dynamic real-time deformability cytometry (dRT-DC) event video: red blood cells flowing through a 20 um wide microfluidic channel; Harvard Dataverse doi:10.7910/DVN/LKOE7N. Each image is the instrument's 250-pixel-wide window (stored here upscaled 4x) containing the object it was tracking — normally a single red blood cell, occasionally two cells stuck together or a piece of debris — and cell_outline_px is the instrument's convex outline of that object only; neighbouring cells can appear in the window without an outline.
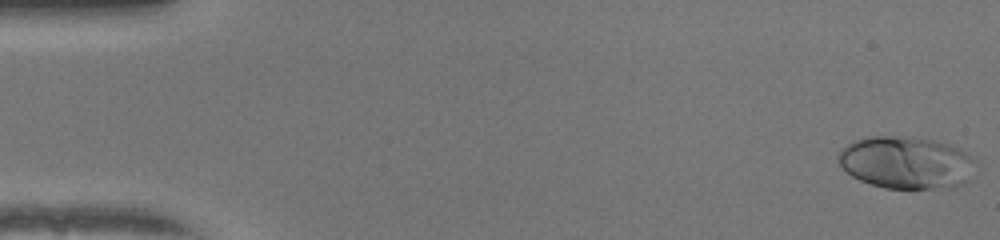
{"species": "human", "species_latin": "Homo sapiens", "temperature_condition": "warm", "stored_images_in_passage": 52, "camera_frame_rate_fps": 3000, "um_per_image_px": 0.085, "donor": {"sex": "female"}, "frame": {"image": 1, "passage_image": 1, "time_ms": 0.0, "image_size_px": [1000, 240], "cell_outline_px": [[976, 160], [968, 184], [956, 188], [884, 188], [860, 180], [852, 176], [836, 160], [836, 156], [848, 144], [864, 136], [912, 136], [952, 144], [968, 152]], "centroid_in_image_um": [77.09, 13.81], "position_along_channel_um": 7.9, "area_um2": 42.54}}
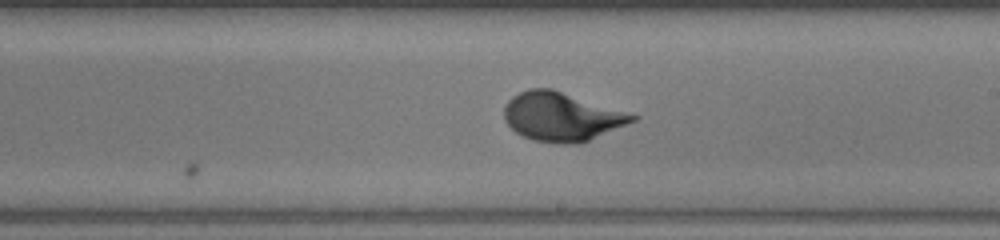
{"frame": {"image": 2, "passage_image": 30, "time_ms": 9.667, "image_size_px": [1000, 240], "cell_outline_px": [[640, 116], [636, 120], [580, 144], [556, 144], [532, 140], [516, 132], [504, 120], [504, 108], [508, 100], [512, 96], [528, 88], [552, 88]], "centroid_in_image_um": [47.72, 9.92], "position_along_channel_um": 241.3, "area_um2": 36.47}}
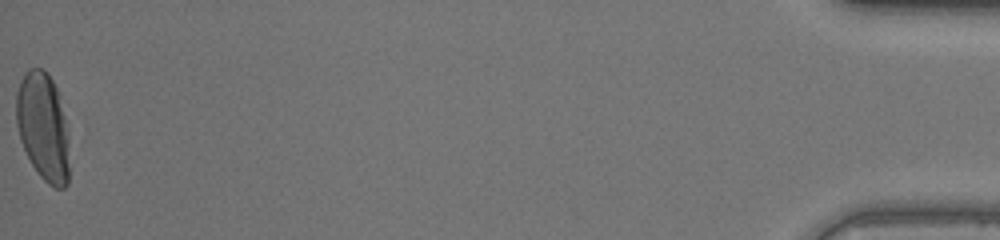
{"frame": {"image": 3, "passage_image": 52, "time_ms": 17.0, "image_size_px": [1000, 240], "cell_outline_px": [[68, 184], [64, 188], [56, 188], [48, 184], [40, 176], [32, 164], [20, 140], [16, 124], [16, 92], [20, 80], [24, 72], [28, 68], [44, 68], [48, 72], [56, 88], [64, 116], [68, 136]], "centroid_in_image_um": [3.64, 10.75], "position_along_channel_um": 431.6, "area_um2": 33.47}, "authors_computed_cell_mechanics": {"area_um2": 35.6337, "velocity_mm_per_s": 3.995, "shape_relaxation_time_tau1_ms": 3.3498, "shape_relaxation_time_tau2_ms": null, "deformation_change_tau1": 0.1956, "deformation_change_tau2": null}}